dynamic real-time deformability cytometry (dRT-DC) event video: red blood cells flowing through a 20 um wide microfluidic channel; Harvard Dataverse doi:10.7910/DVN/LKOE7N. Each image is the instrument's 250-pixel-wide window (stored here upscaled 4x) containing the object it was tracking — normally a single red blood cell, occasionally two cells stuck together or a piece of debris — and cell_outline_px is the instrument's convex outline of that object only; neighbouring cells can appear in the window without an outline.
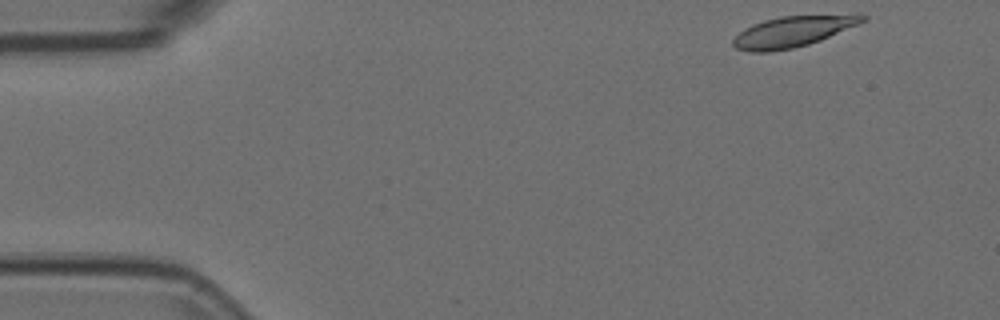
{"species": "Egyptian fruit bat (a non-hibernating species)", "species_latin": "Rousettus aegyptiacus", "temperature_condition": "room temperature", "stored_images_in_passage": 5, "camera_frame_rate_fps": 3000, "um_per_image_px": 0.085, "animal": {"sex": "female"}, "frame": {"image": 1, "passage_image": 1, "time_ms": 0.0, "image_size_px": [1000, 320], "cell_outline_px": [[868, 20], [820, 40], [808, 44], [792, 48], [772, 52], [748, 52], [736, 48], [732, 44], [732, 40], [744, 28], [752, 24], [764, 20], [780, 16], [860, 12], [868, 16]], "centroid_in_image_um": [67.48, 2.64], "position_along_channel_um": 17.5, "area_um2": 23.93}}
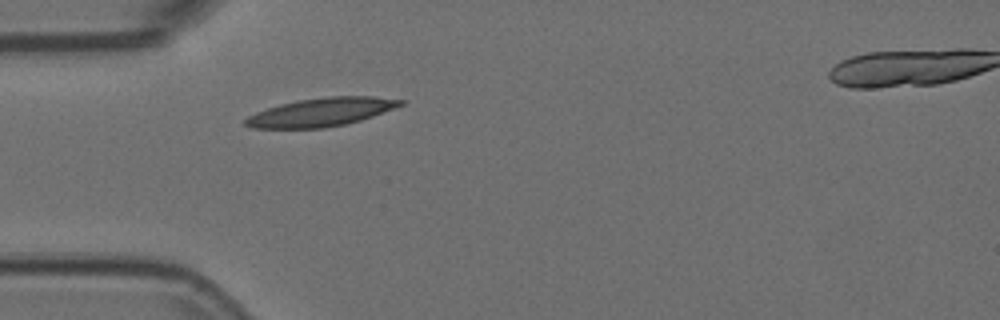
{"frame": {"image": 2, "passage_image": 4, "time_ms": 1.0, "image_size_px": [1000, 320], "cell_outline_px": [[404, 104], [372, 116], [360, 120], [344, 124], [324, 128], [252, 128], [244, 124], [244, 120], [248, 116], [256, 112], [280, 104], [300, 100], [328, 96], [376, 96], [404, 100]], "centroid_in_image_um": [27.29, 9.53], "position_along_channel_um": 57.7, "area_um2": 25.43}}